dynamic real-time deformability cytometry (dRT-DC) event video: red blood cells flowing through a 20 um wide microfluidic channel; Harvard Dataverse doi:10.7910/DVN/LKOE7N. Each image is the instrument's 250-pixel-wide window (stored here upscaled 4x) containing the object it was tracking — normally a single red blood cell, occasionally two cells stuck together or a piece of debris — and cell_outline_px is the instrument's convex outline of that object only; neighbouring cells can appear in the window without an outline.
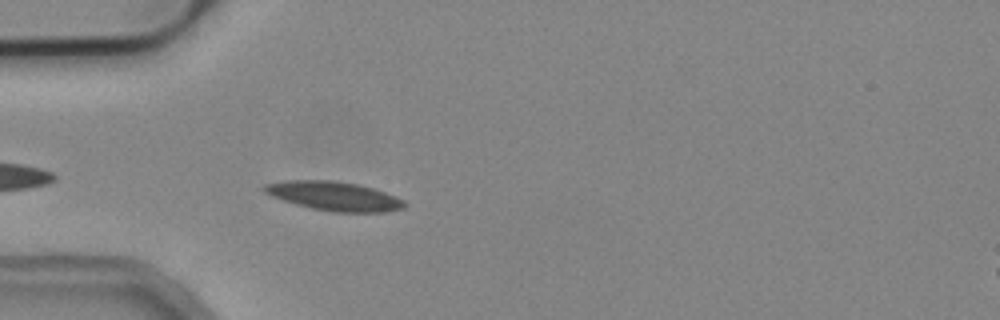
{"species": "common noctule bat (a hibernating species)", "species_latin": "Nyctalus noctula", "temperature_condition": "cold", "stored_images_in_passage": 4, "camera_frame_rate_fps": 3000, "um_per_image_px": 0.085, "animal": {"sex": "male", "body_mass_g": 19.2, "forearm_length_mm": 51.8}, "frame": {"image": 1, "passage_image": 4, "time_ms": 1.0, "image_size_px": [1000, 320], "cell_outline_px": [[408, 204], [404, 208], [384, 212], [332, 212], [312, 208], [296, 204], [272, 196], [264, 192], [260, 188], [264, 184], [284, 180], [332, 180], [356, 184], [372, 188], [396, 196], [404, 200]], "centroid_in_image_um": [28.39, 16.66], "position_along_channel_um": 56.6, "area_um2": 23.76}}